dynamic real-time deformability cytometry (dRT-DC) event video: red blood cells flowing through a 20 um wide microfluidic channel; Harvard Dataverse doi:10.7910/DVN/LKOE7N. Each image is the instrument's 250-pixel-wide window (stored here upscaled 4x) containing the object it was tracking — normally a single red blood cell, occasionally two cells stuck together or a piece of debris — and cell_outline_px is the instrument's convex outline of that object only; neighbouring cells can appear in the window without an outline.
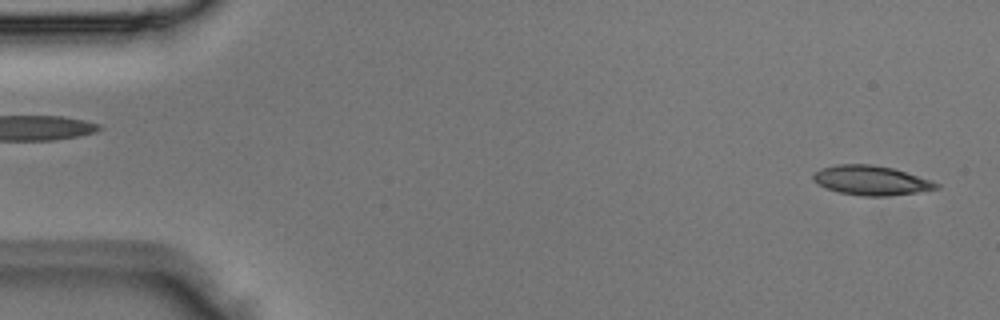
{"species": "Egyptian fruit bat (a non-hibernating species)", "species_latin": "Rousettus aegyptiacus", "temperature_condition": "room temperature", "stored_images_in_passage": 2, "segment_of_instrument_passage": [2, 2], "camera_frame_rate_fps": 3000, "um_per_image_px": 0.085, "animal": {"sex": "male"}, "frame": {"image": 1, "passage_image": 2, "time_ms": 0.333, "image_size_px": [1000, 320], "cell_outline_px": [[940, 184], [936, 188], [916, 192], [888, 196], [860, 196], [840, 192], [824, 188], [816, 184], [812, 180], [812, 176], [820, 168], [836, 164], [872, 164], [892, 168]], "centroid_in_image_um": [73.94, 15.33], "position_along_channel_um": 11.1, "area_um2": 20.92}}